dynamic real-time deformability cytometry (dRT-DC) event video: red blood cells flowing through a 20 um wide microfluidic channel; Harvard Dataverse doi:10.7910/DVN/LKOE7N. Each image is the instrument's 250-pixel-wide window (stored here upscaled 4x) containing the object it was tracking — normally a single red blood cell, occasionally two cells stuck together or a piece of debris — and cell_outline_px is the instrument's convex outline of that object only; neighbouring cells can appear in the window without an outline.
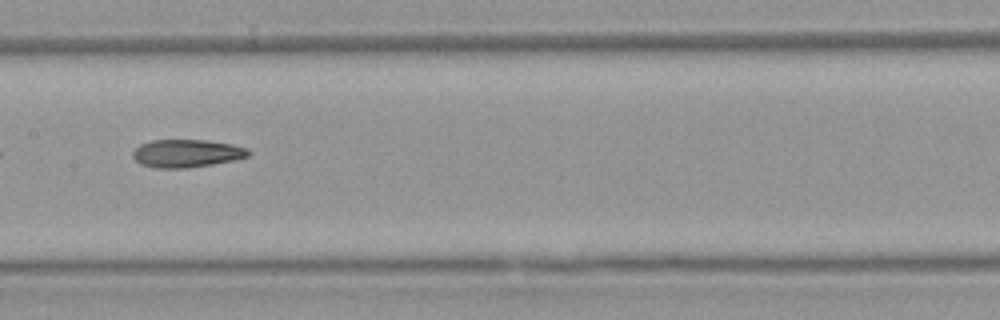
{"species": "Egyptian fruit bat (a non-hibernating species)", "species_latin": "Rousettus aegyptiacus", "temperature_condition": "warm", "stored_images_in_passage": 6, "camera_frame_rate_fps": 3000, "um_per_image_px": 0.085, "animal": {"sex": "female"}, "frame": {"image": 1, "passage_image": 6, "time_ms": 6.0, "image_size_px": [1000, 320], "cell_outline_px": [[252, 152], [248, 156], [232, 160], [212, 164], [188, 168], [156, 168], [140, 164], [132, 156], [132, 152], [140, 144], [152, 140], [204, 140], [232, 144], [248, 148]], "centroid_in_image_um": [15.86, 13.03], "position_along_channel_um": 191.5, "area_um2": 18.79}}